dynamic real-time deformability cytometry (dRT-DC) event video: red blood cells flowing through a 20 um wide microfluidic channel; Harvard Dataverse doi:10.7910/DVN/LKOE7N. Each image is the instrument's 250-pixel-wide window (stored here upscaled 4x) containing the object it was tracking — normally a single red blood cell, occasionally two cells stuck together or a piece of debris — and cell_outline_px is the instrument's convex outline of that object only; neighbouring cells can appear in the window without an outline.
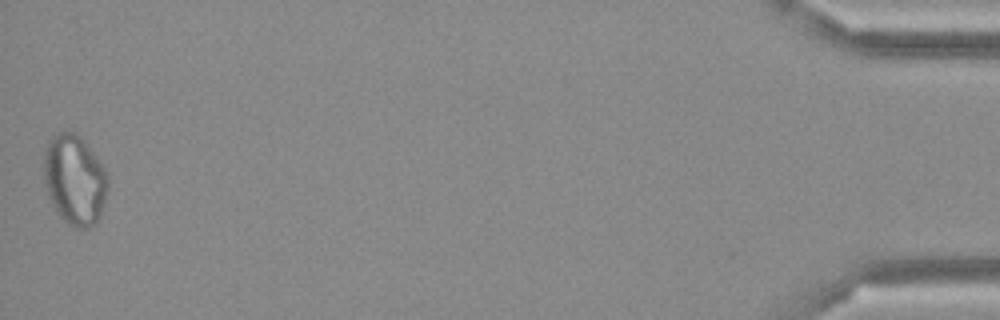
{"species": "Egyptian fruit bat (a non-hibernating species)", "species_latin": "Rousettus aegyptiacus", "temperature_condition": "cold", "stored_images_in_passage": 49, "camera_frame_rate_fps": 3000, "um_per_image_px": 0.085, "frame": {"image": 1, "passage_image": 49, "time_ms": 16.0, "image_size_px": [1000, 320], "cell_outline_px": [[108, 188], [100, 216], [88, 228], [76, 228], [68, 224], [56, 212], [48, 196], [44, 180], [44, 156], [48, 140], [52, 136], [64, 128], [80, 136], [84, 140], [108, 172]], "centroid_in_image_um": [6.34, 15.25], "position_along_channel_um": 428.9, "area_um2": 33.87}}